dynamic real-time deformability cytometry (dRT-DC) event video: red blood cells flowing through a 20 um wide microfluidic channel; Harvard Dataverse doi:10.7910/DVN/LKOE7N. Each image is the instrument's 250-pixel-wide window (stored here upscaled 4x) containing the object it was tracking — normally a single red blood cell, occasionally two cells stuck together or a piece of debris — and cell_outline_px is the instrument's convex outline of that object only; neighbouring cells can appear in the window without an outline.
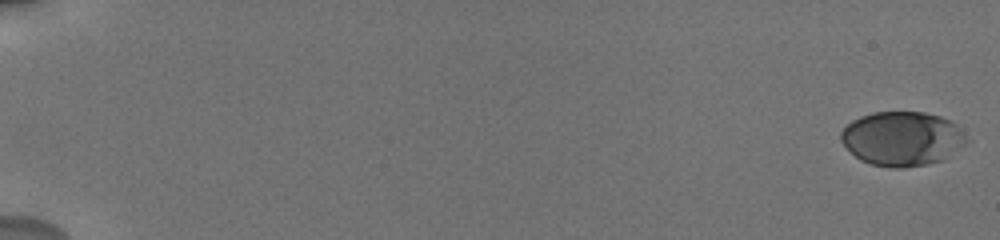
{"species": "human", "species_latin": "Homo sapiens", "temperature_condition": "cold", "stored_images_in_passage": 59, "camera_frame_rate_fps": 3000, "um_per_image_px": 0.085, "donor": {"sex": "male"}, "frame": {"image": 1, "passage_image": 1, "time_ms": 0.0, "image_size_px": [1000, 240], "cell_outline_px": [[972, 140], [944, 160], [928, 164], [904, 168], [892, 168], [872, 164], [860, 160], [840, 140], [840, 132], [852, 120], [860, 116], [872, 112], [924, 112], [940, 116], [952, 120]], "centroid_in_image_um": [76.75, 11.78], "position_along_channel_um": 8.3, "area_um2": 40.23}}
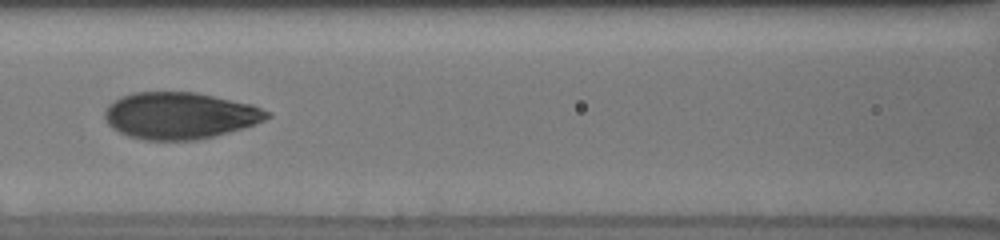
{"frame": {"image": 2, "passage_image": 29, "time_ms": 9.333, "image_size_px": [1000, 240], "cell_outline_px": [[272, 116], [256, 124], [228, 132], [196, 140], [144, 140], [128, 136], [112, 128], [108, 124], [104, 116], [104, 112], [108, 104], [132, 92], [196, 92], [252, 104], [272, 112]], "centroid_in_image_um": [15.3, 9.82], "position_along_channel_um": 151.3, "area_um2": 44.22}}
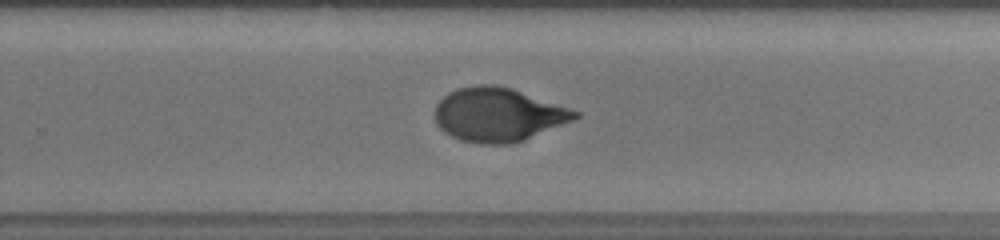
{"frame": {"image": 3, "passage_image": 39, "time_ms": 13.0, "image_size_px": [1000, 240], "cell_outline_px": [[580, 116], [572, 120], [524, 140], [512, 144], [480, 144], [460, 140], [444, 132], [436, 124], [436, 104], [448, 92], [460, 88], [480, 84], [492, 84], [508, 88], [580, 112]], "centroid_in_image_um": [42.29, 9.77], "position_along_channel_um": 287.5, "area_um2": 43.18}, "authors_computed_cell_mechanics": {"area_um2": 43.1766, "velocity_mm_per_s": 3.7251, "shape_relaxation_time_tau1_ms": 3.6965, "shape_relaxation_time_tau2_ms": 0.7263, "deformation_change_tau1": 0.1788, "deformation_change_tau2": 0.0492}}